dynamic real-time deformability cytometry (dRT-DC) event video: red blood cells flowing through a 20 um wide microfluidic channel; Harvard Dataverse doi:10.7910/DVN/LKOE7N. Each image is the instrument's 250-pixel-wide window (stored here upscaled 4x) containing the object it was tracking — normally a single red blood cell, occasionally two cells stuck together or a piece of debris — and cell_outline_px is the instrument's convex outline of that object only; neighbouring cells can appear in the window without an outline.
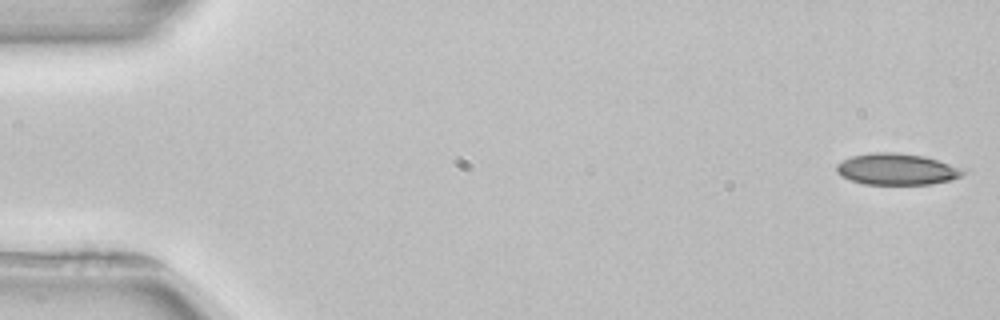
{"species": "common noctule bat (a hibernating species)", "species_latin": "Nyctalus noctula", "temperature_condition": "room temperature", "stored_images_in_passage": 2, "camera_frame_rate_fps": 3000, "um_per_image_px": 0.085, "animal": {"sex": "female", "body_mass_g": 22.7, "forearm_length_mm": 54.2}, "frame": {"image": 1, "passage_image": 1, "time_ms": 0.0, "image_size_px": [1000, 320], "cell_outline_px": [[968, 172], [960, 176], [948, 180], [932, 184], [864, 184], [840, 176], [836, 172], [836, 164], [852, 156], [872, 152], [896, 152], [924, 156], [968, 168]], "centroid_in_image_um": [76.28, 14.37], "position_along_channel_um": 8.7, "area_um2": 23.41}}